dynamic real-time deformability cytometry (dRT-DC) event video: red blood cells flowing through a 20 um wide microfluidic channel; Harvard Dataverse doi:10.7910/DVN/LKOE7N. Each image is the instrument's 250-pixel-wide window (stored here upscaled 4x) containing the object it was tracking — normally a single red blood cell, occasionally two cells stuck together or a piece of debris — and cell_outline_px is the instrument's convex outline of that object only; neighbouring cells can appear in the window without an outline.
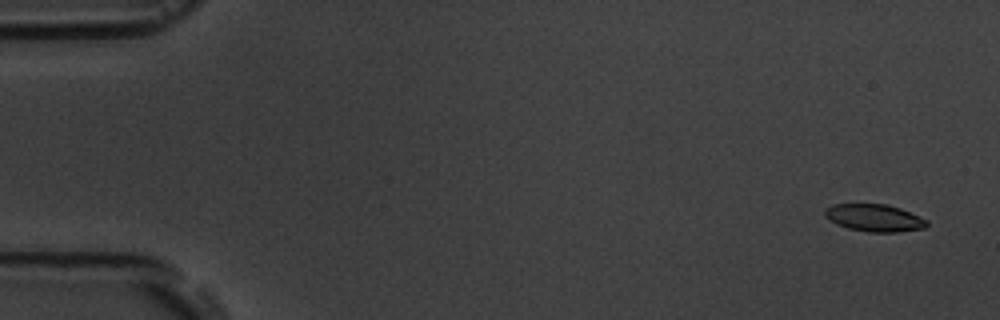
{"species": "common noctule bat (a hibernating species)", "species_latin": "Nyctalus noctula", "temperature_condition": "room temperature", "stored_images_in_passage": 9, "camera_frame_rate_fps": 3000, "um_per_image_px": 0.085, "animal": {"sex": "male", "body_mass_g": 19.5, "forearm_length_mm": 54.6}, "frame": {"image": 1, "passage_image": 1, "time_ms": 0.0, "image_size_px": [1000, 320], "cell_outline_px": [[928, 224], [924, 228], [896, 232], [868, 232], [848, 228], [836, 224], [824, 216], [824, 208], [832, 204], [888, 204], [900, 208], [928, 220]], "centroid_in_image_um": [74.29, 18.51], "position_along_channel_um": 10.7, "area_um2": 16.3}}
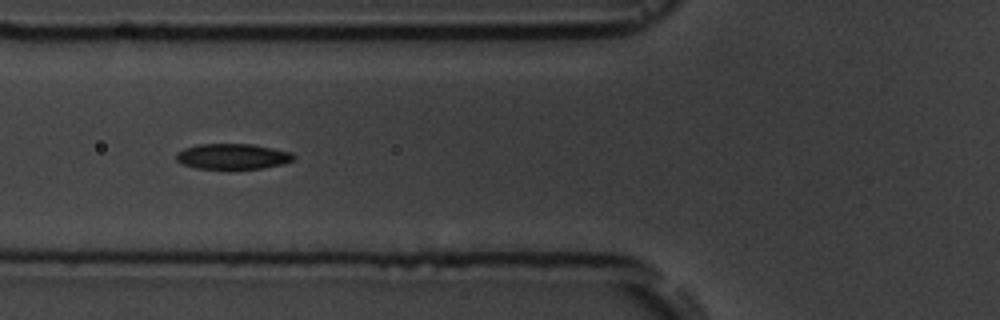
{"frame": {"image": 2, "passage_image": 6, "time_ms": 6.333, "image_size_px": [1000, 320], "cell_outline_px": [[296, 156], [292, 160], [284, 164], [264, 168], [228, 172], [196, 168], [180, 164], [176, 160], [176, 152], [184, 148], [200, 144], [252, 144], [292, 152]], "centroid_in_image_um": [19.75, 13.35], "position_along_channel_um": 106.1, "area_um2": 18.44}}
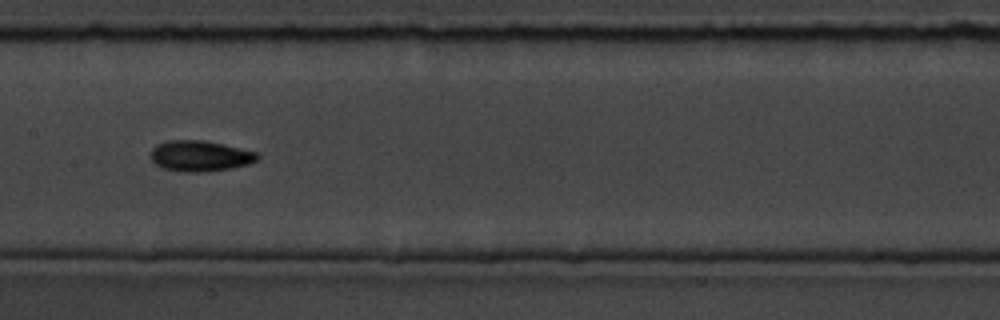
{"frame": {"image": 3, "passage_image": 8, "time_ms": 8.667, "image_size_px": [1000, 320], "cell_outline_px": [[260, 156], [256, 160], [248, 164], [232, 168], [204, 172], [184, 172], [164, 168], [156, 164], [148, 156], [152, 148], [156, 144], [168, 140], [204, 140], [224, 144], [256, 152]], "centroid_in_image_um": [16.97, 13.25], "position_along_channel_um": 190.4, "area_um2": 19.25}}